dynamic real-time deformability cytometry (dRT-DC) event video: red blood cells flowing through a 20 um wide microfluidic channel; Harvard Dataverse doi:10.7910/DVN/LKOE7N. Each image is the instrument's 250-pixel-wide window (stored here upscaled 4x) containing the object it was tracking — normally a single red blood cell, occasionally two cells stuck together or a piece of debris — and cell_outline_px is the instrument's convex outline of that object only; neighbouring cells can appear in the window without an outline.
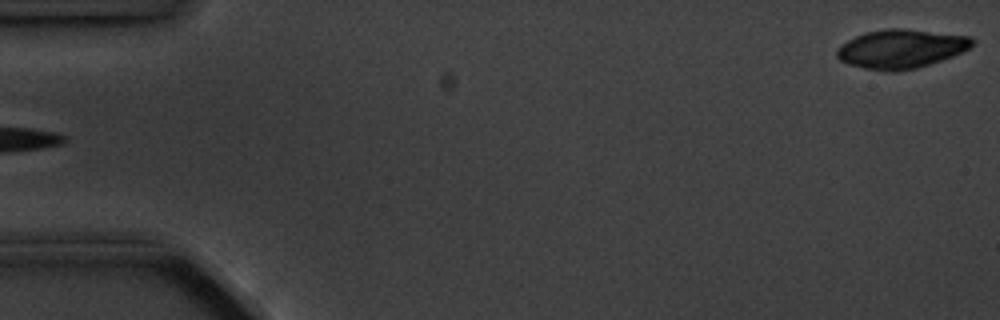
{"species": "common noctule bat (a hibernating species)", "species_latin": "Nyctalus noctula", "temperature_condition": "cold", "stored_images_in_passage": 5, "camera_frame_rate_fps": 3000, "um_per_image_px": 0.085, "animal": {"sex": "male", "body_mass_g": 20.1, "forearm_length_mm": 53.5}, "frame": {"image": 1, "passage_image": 5, "time_ms": 5.0, "image_size_px": [1000, 320], "cell_outline_px": [[976, 40], [968, 48], [952, 56], [916, 68], [896, 72], [892, 72], [864, 68], [848, 64], [840, 60], [836, 56], [836, 48], [840, 44], [864, 32], [888, 28], [904, 28], [972, 36]], "centroid_in_image_um": [76.56, 4.14], "position_along_channel_um": 8.4, "area_um2": 30.75}}